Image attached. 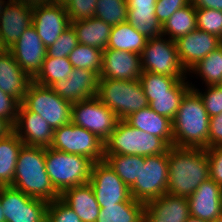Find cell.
<instances>
[{
  "label": "cell",
  "mask_w": 222,
  "mask_h": 222,
  "mask_svg": "<svg viewBox=\"0 0 222 222\" xmlns=\"http://www.w3.org/2000/svg\"><path fill=\"white\" fill-rule=\"evenodd\" d=\"M142 72L140 54L110 48L103 50L99 79L139 80Z\"/></svg>",
  "instance_id": "16"
},
{
  "label": "cell",
  "mask_w": 222,
  "mask_h": 222,
  "mask_svg": "<svg viewBox=\"0 0 222 222\" xmlns=\"http://www.w3.org/2000/svg\"><path fill=\"white\" fill-rule=\"evenodd\" d=\"M0 222H6V221H5L4 214H3V211H2L1 202H0Z\"/></svg>",
  "instance_id": "55"
},
{
  "label": "cell",
  "mask_w": 222,
  "mask_h": 222,
  "mask_svg": "<svg viewBox=\"0 0 222 222\" xmlns=\"http://www.w3.org/2000/svg\"><path fill=\"white\" fill-rule=\"evenodd\" d=\"M222 187L207 179L188 199L190 216L210 222L221 216Z\"/></svg>",
  "instance_id": "21"
},
{
  "label": "cell",
  "mask_w": 222,
  "mask_h": 222,
  "mask_svg": "<svg viewBox=\"0 0 222 222\" xmlns=\"http://www.w3.org/2000/svg\"><path fill=\"white\" fill-rule=\"evenodd\" d=\"M190 216L187 197L164 194L145 204L144 222H185Z\"/></svg>",
  "instance_id": "22"
},
{
  "label": "cell",
  "mask_w": 222,
  "mask_h": 222,
  "mask_svg": "<svg viewBox=\"0 0 222 222\" xmlns=\"http://www.w3.org/2000/svg\"><path fill=\"white\" fill-rule=\"evenodd\" d=\"M78 44L77 34L70 25L62 32L54 44L47 47V55L53 58L68 57Z\"/></svg>",
  "instance_id": "40"
},
{
  "label": "cell",
  "mask_w": 222,
  "mask_h": 222,
  "mask_svg": "<svg viewBox=\"0 0 222 222\" xmlns=\"http://www.w3.org/2000/svg\"><path fill=\"white\" fill-rule=\"evenodd\" d=\"M33 8L10 0L0 15V49L10 48L32 26Z\"/></svg>",
  "instance_id": "20"
},
{
  "label": "cell",
  "mask_w": 222,
  "mask_h": 222,
  "mask_svg": "<svg viewBox=\"0 0 222 222\" xmlns=\"http://www.w3.org/2000/svg\"><path fill=\"white\" fill-rule=\"evenodd\" d=\"M104 141L90 131L72 122L54 129L51 148L70 154H78L94 163L104 160Z\"/></svg>",
  "instance_id": "9"
},
{
  "label": "cell",
  "mask_w": 222,
  "mask_h": 222,
  "mask_svg": "<svg viewBox=\"0 0 222 222\" xmlns=\"http://www.w3.org/2000/svg\"><path fill=\"white\" fill-rule=\"evenodd\" d=\"M196 8L217 9L222 11V0H190Z\"/></svg>",
  "instance_id": "49"
},
{
  "label": "cell",
  "mask_w": 222,
  "mask_h": 222,
  "mask_svg": "<svg viewBox=\"0 0 222 222\" xmlns=\"http://www.w3.org/2000/svg\"><path fill=\"white\" fill-rule=\"evenodd\" d=\"M127 1L126 0H97L95 16L106 24L116 26L127 22Z\"/></svg>",
  "instance_id": "36"
},
{
  "label": "cell",
  "mask_w": 222,
  "mask_h": 222,
  "mask_svg": "<svg viewBox=\"0 0 222 222\" xmlns=\"http://www.w3.org/2000/svg\"><path fill=\"white\" fill-rule=\"evenodd\" d=\"M187 79L143 71L139 81L145 95L186 94L192 87Z\"/></svg>",
  "instance_id": "27"
},
{
  "label": "cell",
  "mask_w": 222,
  "mask_h": 222,
  "mask_svg": "<svg viewBox=\"0 0 222 222\" xmlns=\"http://www.w3.org/2000/svg\"><path fill=\"white\" fill-rule=\"evenodd\" d=\"M32 79L18 65L8 49H0V90L10 94L20 103Z\"/></svg>",
  "instance_id": "23"
},
{
  "label": "cell",
  "mask_w": 222,
  "mask_h": 222,
  "mask_svg": "<svg viewBox=\"0 0 222 222\" xmlns=\"http://www.w3.org/2000/svg\"><path fill=\"white\" fill-rule=\"evenodd\" d=\"M127 22L147 39L162 35V25L151 11H128Z\"/></svg>",
  "instance_id": "37"
},
{
  "label": "cell",
  "mask_w": 222,
  "mask_h": 222,
  "mask_svg": "<svg viewBox=\"0 0 222 222\" xmlns=\"http://www.w3.org/2000/svg\"><path fill=\"white\" fill-rule=\"evenodd\" d=\"M210 222H222V216H219V217L211 220Z\"/></svg>",
  "instance_id": "56"
},
{
  "label": "cell",
  "mask_w": 222,
  "mask_h": 222,
  "mask_svg": "<svg viewBox=\"0 0 222 222\" xmlns=\"http://www.w3.org/2000/svg\"><path fill=\"white\" fill-rule=\"evenodd\" d=\"M96 97L112 110L119 120L149 107L139 80L98 79Z\"/></svg>",
  "instance_id": "6"
},
{
  "label": "cell",
  "mask_w": 222,
  "mask_h": 222,
  "mask_svg": "<svg viewBox=\"0 0 222 222\" xmlns=\"http://www.w3.org/2000/svg\"><path fill=\"white\" fill-rule=\"evenodd\" d=\"M19 105L20 102L16 98L0 90V118L8 120L14 126Z\"/></svg>",
  "instance_id": "45"
},
{
  "label": "cell",
  "mask_w": 222,
  "mask_h": 222,
  "mask_svg": "<svg viewBox=\"0 0 222 222\" xmlns=\"http://www.w3.org/2000/svg\"><path fill=\"white\" fill-rule=\"evenodd\" d=\"M21 104L39 114L54 130L71 122L72 103L62 99L50 87L32 81Z\"/></svg>",
  "instance_id": "7"
},
{
  "label": "cell",
  "mask_w": 222,
  "mask_h": 222,
  "mask_svg": "<svg viewBox=\"0 0 222 222\" xmlns=\"http://www.w3.org/2000/svg\"><path fill=\"white\" fill-rule=\"evenodd\" d=\"M6 222H46L48 202L32 198L12 186H0Z\"/></svg>",
  "instance_id": "12"
},
{
  "label": "cell",
  "mask_w": 222,
  "mask_h": 222,
  "mask_svg": "<svg viewBox=\"0 0 222 222\" xmlns=\"http://www.w3.org/2000/svg\"><path fill=\"white\" fill-rule=\"evenodd\" d=\"M125 121L132 127L162 138L169 146H173L172 120L156 113L150 107L140 109L131 114Z\"/></svg>",
  "instance_id": "25"
},
{
  "label": "cell",
  "mask_w": 222,
  "mask_h": 222,
  "mask_svg": "<svg viewBox=\"0 0 222 222\" xmlns=\"http://www.w3.org/2000/svg\"><path fill=\"white\" fill-rule=\"evenodd\" d=\"M99 76L92 70L73 68L68 78L55 82L50 88L71 103L96 97Z\"/></svg>",
  "instance_id": "18"
},
{
  "label": "cell",
  "mask_w": 222,
  "mask_h": 222,
  "mask_svg": "<svg viewBox=\"0 0 222 222\" xmlns=\"http://www.w3.org/2000/svg\"><path fill=\"white\" fill-rule=\"evenodd\" d=\"M209 159L210 179L222 187V146L205 149Z\"/></svg>",
  "instance_id": "46"
},
{
  "label": "cell",
  "mask_w": 222,
  "mask_h": 222,
  "mask_svg": "<svg viewBox=\"0 0 222 222\" xmlns=\"http://www.w3.org/2000/svg\"><path fill=\"white\" fill-rule=\"evenodd\" d=\"M145 203L131 198L127 202L100 206L96 222H144Z\"/></svg>",
  "instance_id": "30"
},
{
  "label": "cell",
  "mask_w": 222,
  "mask_h": 222,
  "mask_svg": "<svg viewBox=\"0 0 222 222\" xmlns=\"http://www.w3.org/2000/svg\"><path fill=\"white\" fill-rule=\"evenodd\" d=\"M191 87L201 97L204 107L209 115L213 117L222 113V85L207 86L206 92L202 93L193 85Z\"/></svg>",
  "instance_id": "42"
},
{
  "label": "cell",
  "mask_w": 222,
  "mask_h": 222,
  "mask_svg": "<svg viewBox=\"0 0 222 222\" xmlns=\"http://www.w3.org/2000/svg\"><path fill=\"white\" fill-rule=\"evenodd\" d=\"M170 146L160 137L118 120L114 131L104 143V155L150 156L166 153Z\"/></svg>",
  "instance_id": "5"
},
{
  "label": "cell",
  "mask_w": 222,
  "mask_h": 222,
  "mask_svg": "<svg viewBox=\"0 0 222 222\" xmlns=\"http://www.w3.org/2000/svg\"><path fill=\"white\" fill-rule=\"evenodd\" d=\"M70 0H51V4L66 5Z\"/></svg>",
  "instance_id": "53"
},
{
  "label": "cell",
  "mask_w": 222,
  "mask_h": 222,
  "mask_svg": "<svg viewBox=\"0 0 222 222\" xmlns=\"http://www.w3.org/2000/svg\"><path fill=\"white\" fill-rule=\"evenodd\" d=\"M8 50L31 79L38 74L47 54V48L33 25Z\"/></svg>",
  "instance_id": "14"
},
{
  "label": "cell",
  "mask_w": 222,
  "mask_h": 222,
  "mask_svg": "<svg viewBox=\"0 0 222 222\" xmlns=\"http://www.w3.org/2000/svg\"><path fill=\"white\" fill-rule=\"evenodd\" d=\"M221 216H222V198H221Z\"/></svg>",
  "instance_id": "57"
},
{
  "label": "cell",
  "mask_w": 222,
  "mask_h": 222,
  "mask_svg": "<svg viewBox=\"0 0 222 222\" xmlns=\"http://www.w3.org/2000/svg\"><path fill=\"white\" fill-rule=\"evenodd\" d=\"M93 164L85 156L45 148L46 172L59 194L66 189L88 183Z\"/></svg>",
  "instance_id": "4"
},
{
  "label": "cell",
  "mask_w": 222,
  "mask_h": 222,
  "mask_svg": "<svg viewBox=\"0 0 222 222\" xmlns=\"http://www.w3.org/2000/svg\"><path fill=\"white\" fill-rule=\"evenodd\" d=\"M162 37L147 40L141 54L142 70L177 77L179 80L186 79L185 73L188 72L180 62L175 41Z\"/></svg>",
  "instance_id": "10"
},
{
  "label": "cell",
  "mask_w": 222,
  "mask_h": 222,
  "mask_svg": "<svg viewBox=\"0 0 222 222\" xmlns=\"http://www.w3.org/2000/svg\"><path fill=\"white\" fill-rule=\"evenodd\" d=\"M73 68L68 57L53 58L46 54L41 69L32 81L51 87L55 82L68 78Z\"/></svg>",
  "instance_id": "32"
},
{
  "label": "cell",
  "mask_w": 222,
  "mask_h": 222,
  "mask_svg": "<svg viewBox=\"0 0 222 222\" xmlns=\"http://www.w3.org/2000/svg\"><path fill=\"white\" fill-rule=\"evenodd\" d=\"M12 187L46 202L60 197L45 167V147L23 145L18 155Z\"/></svg>",
  "instance_id": "3"
},
{
  "label": "cell",
  "mask_w": 222,
  "mask_h": 222,
  "mask_svg": "<svg viewBox=\"0 0 222 222\" xmlns=\"http://www.w3.org/2000/svg\"><path fill=\"white\" fill-rule=\"evenodd\" d=\"M128 11H156L157 0H126Z\"/></svg>",
  "instance_id": "48"
},
{
  "label": "cell",
  "mask_w": 222,
  "mask_h": 222,
  "mask_svg": "<svg viewBox=\"0 0 222 222\" xmlns=\"http://www.w3.org/2000/svg\"><path fill=\"white\" fill-rule=\"evenodd\" d=\"M147 40L130 23L125 22L112 26L107 48L141 55Z\"/></svg>",
  "instance_id": "29"
},
{
  "label": "cell",
  "mask_w": 222,
  "mask_h": 222,
  "mask_svg": "<svg viewBox=\"0 0 222 222\" xmlns=\"http://www.w3.org/2000/svg\"><path fill=\"white\" fill-rule=\"evenodd\" d=\"M185 94L145 95L149 107L156 113L173 120Z\"/></svg>",
  "instance_id": "38"
},
{
  "label": "cell",
  "mask_w": 222,
  "mask_h": 222,
  "mask_svg": "<svg viewBox=\"0 0 222 222\" xmlns=\"http://www.w3.org/2000/svg\"><path fill=\"white\" fill-rule=\"evenodd\" d=\"M188 72L198 74L206 86L222 84V45L200 60Z\"/></svg>",
  "instance_id": "34"
},
{
  "label": "cell",
  "mask_w": 222,
  "mask_h": 222,
  "mask_svg": "<svg viewBox=\"0 0 222 222\" xmlns=\"http://www.w3.org/2000/svg\"><path fill=\"white\" fill-rule=\"evenodd\" d=\"M175 43L180 62L183 68L189 71L200 60L222 45V39L216 35L196 29L178 38Z\"/></svg>",
  "instance_id": "17"
},
{
  "label": "cell",
  "mask_w": 222,
  "mask_h": 222,
  "mask_svg": "<svg viewBox=\"0 0 222 222\" xmlns=\"http://www.w3.org/2000/svg\"><path fill=\"white\" fill-rule=\"evenodd\" d=\"M222 146V113L210 117L208 148Z\"/></svg>",
  "instance_id": "47"
},
{
  "label": "cell",
  "mask_w": 222,
  "mask_h": 222,
  "mask_svg": "<svg viewBox=\"0 0 222 222\" xmlns=\"http://www.w3.org/2000/svg\"><path fill=\"white\" fill-rule=\"evenodd\" d=\"M96 1L97 0H70L65 5L70 22L94 17Z\"/></svg>",
  "instance_id": "43"
},
{
  "label": "cell",
  "mask_w": 222,
  "mask_h": 222,
  "mask_svg": "<svg viewBox=\"0 0 222 222\" xmlns=\"http://www.w3.org/2000/svg\"><path fill=\"white\" fill-rule=\"evenodd\" d=\"M46 222H82L75 211L60 198L48 202Z\"/></svg>",
  "instance_id": "41"
},
{
  "label": "cell",
  "mask_w": 222,
  "mask_h": 222,
  "mask_svg": "<svg viewBox=\"0 0 222 222\" xmlns=\"http://www.w3.org/2000/svg\"><path fill=\"white\" fill-rule=\"evenodd\" d=\"M189 3L190 0H157L155 17L163 25L175 11Z\"/></svg>",
  "instance_id": "44"
},
{
  "label": "cell",
  "mask_w": 222,
  "mask_h": 222,
  "mask_svg": "<svg viewBox=\"0 0 222 222\" xmlns=\"http://www.w3.org/2000/svg\"><path fill=\"white\" fill-rule=\"evenodd\" d=\"M12 1L21 3L22 5L29 6L32 8L51 3V0H12Z\"/></svg>",
  "instance_id": "51"
},
{
  "label": "cell",
  "mask_w": 222,
  "mask_h": 222,
  "mask_svg": "<svg viewBox=\"0 0 222 222\" xmlns=\"http://www.w3.org/2000/svg\"><path fill=\"white\" fill-rule=\"evenodd\" d=\"M210 117L199 94L191 88L172 120L173 146L208 148Z\"/></svg>",
  "instance_id": "2"
},
{
  "label": "cell",
  "mask_w": 222,
  "mask_h": 222,
  "mask_svg": "<svg viewBox=\"0 0 222 222\" xmlns=\"http://www.w3.org/2000/svg\"><path fill=\"white\" fill-rule=\"evenodd\" d=\"M80 44L96 47L101 50L107 48L112 26L96 17L71 22Z\"/></svg>",
  "instance_id": "26"
},
{
  "label": "cell",
  "mask_w": 222,
  "mask_h": 222,
  "mask_svg": "<svg viewBox=\"0 0 222 222\" xmlns=\"http://www.w3.org/2000/svg\"><path fill=\"white\" fill-rule=\"evenodd\" d=\"M119 119L97 97L72 103L71 122L106 141Z\"/></svg>",
  "instance_id": "11"
},
{
  "label": "cell",
  "mask_w": 222,
  "mask_h": 222,
  "mask_svg": "<svg viewBox=\"0 0 222 222\" xmlns=\"http://www.w3.org/2000/svg\"><path fill=\"white\" fill-rule=\"evenodd\" d=\"M10 0H8V1H5V0H0V15L3 13V11L5 10V7L7 6V4H8V2H9ZM7 2V3H6Z\"/></svg>",
  "instance_id": "52"
},
{
  "label": "cell",
  "mask_w": 222,
  "mask_h": 222,
  "mask_svg": "<svg viewBox=\"0 0 222 222\" xmlns=\"http://www.w3.org/2000/svg\"><path fill=\"white\" fill-rule=\"evenodd\" d=\"M209 172L205 149L170 146L167 194L189 197L202 182L210 178Z\"/></svg>",
  "instance_id": "1"
},
{
  "label": "cell",
  "mask_w": 222,
  "mask_h": 222,
  "mask_svg": "<svg viewBox=\"0 0 222 222\" xmlns=\"http://www.w3.org/2000/svg\"><path fill=\"white\" fill-rule=\"evenodd\" d=\"M104 160L130 188L139 177L140 163H145L141 155H104Z\"/></svg>",
  "instance_id": "33"
},
{
  "label": "cell",
  "mask_w": 222,
  "mask_h": 222,
  "mask_svg": "<svg viewBox=\"0 0 222 222\" xmlns=\"http://www.w3.org/2000/svg\"><path fill=\"white\" fill-rule=\"evenodd\" d=\"M102 55L103 50L79 43L68 58L74 68L92 70L99 76L102 67Z\"/></svg>",
  "instance_id": "35"
},
{
  "label": "cell",
  "mask_w": 222,
  "mask_h": 222,
  "mask_svg": "<svg viewBox=\"0 0 222 222\" xmlns=\"http://www.w3.org/2000/svg\"><path fill=\"white\" fill-rule=\"evenodd\" d=\"M59 198L75 211L82 222H96L100 205L89 182L66 189Z\"/></svg>",
  "instance_id": "24"
},
{
  "label": "cell",
  "mask_w": 222,
  "mask_h": 222,
  "mask_svg": "<svg viewBox=\"0 0 222 222\" xmlns=\"http://www.w3.org/2000/svg\"><path fill=\"white\" fill-rule=\"evenodd\" d=\"M23 145L14 131L0 139V186H12L18 155Z\"/></svg>",
  "instance_id": "28"
},
{
  "label": "cell",
  "mask_w": 222,
  "mask_h": 222,
  "mask_svg": "<svg viewBox=\"0 0 222 222\" xmlns=\"http://www.w3.org/2000/svg\"><path fill=\"white\" fill-rule=\"evenodd\" d=\"M185 222H208V221H204L202 219L189 216Z\"/></svg>",
  "instance_id": "54"
},
{
  "label": "cell",
  "mask_w": 222,
  "mask_h": 222,
  "mask_svg": "<svg viewBox=\"0 0 222 222\" xmlns=\"http://www.w3.org/2000/svg\"><path fill=\"white\" fill-rule=\"evenodd\" d=\"M32 24L47 48L54 44L71 22L65 5L48 3L33 8Z\"/></svg>",
  "instance_id": "15"
},
{
  "label": "cell",
  "mask_w": 222,
  "mask_h": 222,
  "mask_svg": "<svg viewBox=\"0 0 222 222\" xmlns=\"http://www.w3.org/2000/svg\"><path fill=\"white\" fill-rule=\"evenodd\" d=\"M197 29L222 39V11L196 8Z\"/></svg>",
  "instance_id": "39"
},
{
  "label": "cell",
  "mask_w": 222,
  "mask_h": 222,
  "mask_svg": "<svg viewBox=\"0 0 222 222\" xmlns=\"http://www.w3.org/2000/svg\"><path fill=\"white\" fill-rule=\"evenodd\" d=\"M14 132L24 145L50 147L54 130L37 113L27 110L21 103L18 108Z\"/></svg>",
  "instance_id": "19"
},
{
  "label": "cell",
  "mask_w": 222,
  "mask_h": 222,
  "mask_svg": "<svg viewBox=\"0 0 222 222\" xmlns=\"http://www.w3.org/2000/svg\"><path fill=\"white\" fill-rule=\"evenodd\" d=\"M197 29L196 7L191 3L175 11L162 25V36L176 41L178 38Z\"/></svg>",
  "instance_id": "31"
},
{
  "label": "cell",
  "mask_w": 222,
  "mask_h": 222,
  "mask_svg": "<svg viewBox=\"0 0 222 222\" xmlns=\"http://www.w3.org/2000/svg\"><path fill=\"white\" fill-rule=\"evenodd\" d=\"M14 131V126L6 119L0 118V139Z\"/></svg>",
  "instance_id": "50"
},
{
  "label": "cell",
  "mask_w": 222,
  "mask_h": 222,
  "mask_svg": "<svg viewBox=\"0 0 222 222\" xmlns=\"http://www.w3.org/2000/svg\"><path fill=\"white\" fill-rule=\"evenodd\" d=\"M168 151L162 154L145 156V163H140L139 177L130 187L134 200L147 203L167 193Z\"/></svg>",
  "instance_id": "8"
},
{
  "label": "cell",
  "mask_w": 222,
  "mask_h": 222,
  "mask_svg": "<svg viewBox=\"0 0 222 222\" xmlns=\"http://www.w3.org/2000/svg\"><path fill=\"white\" fill-rule=\"evenodd\" d=\"M96 200L100 206L129 201L132 197L130 188L121 180L115 171L103 160L92 166L90 180Z\"/></svg>",
  "instance_id": "13"
}]
</instances>
